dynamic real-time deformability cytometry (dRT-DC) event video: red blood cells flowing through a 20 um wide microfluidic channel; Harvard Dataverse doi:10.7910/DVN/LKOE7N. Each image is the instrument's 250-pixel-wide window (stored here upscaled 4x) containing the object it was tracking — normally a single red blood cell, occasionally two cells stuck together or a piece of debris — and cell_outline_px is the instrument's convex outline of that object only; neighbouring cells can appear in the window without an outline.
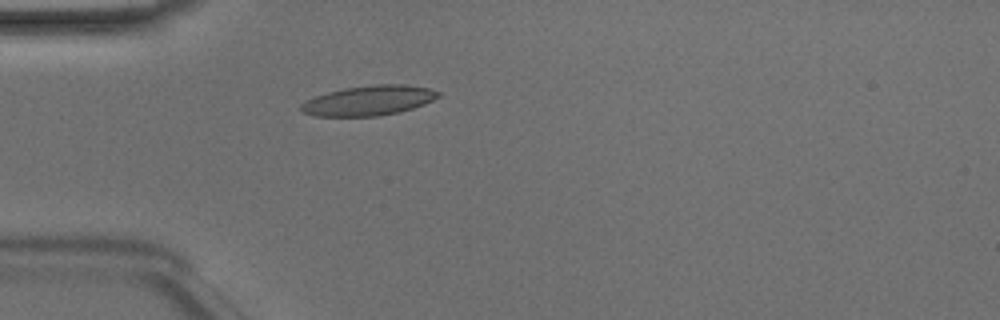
{"species": "Egyptian fruit bat (a non-hibernating species)", "species_latin": "Rousettus aegyptiacus", "temperature_condition": "room temperature", "stored_images_in_passage": 37, "camera_frame_rate_fps": 3000, "um_per_image_px": 0.085, "animal": {"sex": "male"}, "frame": {"image": 1, "passage_image": 2, "time_ms": 0.333, "image_size_px": [1000, 320], "cell_outline_px": [[440, 96], [424, 104], [400, 112], [380, 116], [312, 116], [300, 112], [300, 104], [304, 100], [328, 92], [344, 88], [376, 84], [404, 84], [428, 88], [440, 92]], "centroid_in_image_um": [31.3, 8.55], "position_along_channel_um": 53.7, "area_um2": 24.04}}
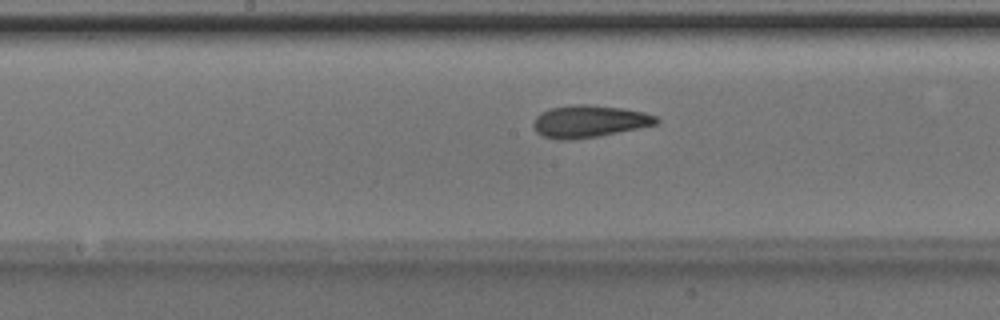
{"frame": {"image": 2, "passage_image": 13, "time_ms": 4.0, "image_size_px": [1000, 320], "cell_outline_px": [[660, 120], [656, 124], [600, 136], [572, 140], [556, 140], [544, 136], [536, 132], [532, 124], [532, 120], [540, 112], [552, 108], [572, 104], [588, 104], [624, 108], [644, 112], [656, 116]], "centroid_in_image_um": [50.05, 10.31], "position_along_channel_um": 198.2, "area_um2": 23.29}}
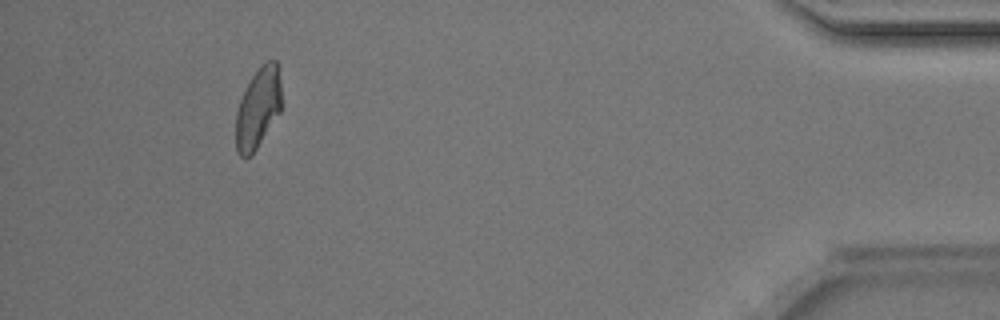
{"frame": {"image": 3, "passage_image": 33, "time_ms": 10.667, "image_size_px": [1000, 320], "cell_outline_px": [[280, 112], [252, 156], [240, 156], [236, 148], [236, 112], [240, 100], [252, 76], [268, 60], [276, 60], [280, 80]], "centroid_in_image_um": [21.92, 9.23], "position_along_channel_um": 413.3, "area_um2": 20.98}, "authors_computed_cell_mechanics": {"area_um2": 22.253, "velocity_mm_per_s": 4.1574, "shape_relaxation_time_tau1_ms": 2.9845, "shape_relaxation_time_tau2_ms": 2.455, "deformation_change_tau1": 0.1182, "deformation_change_tau2": 0.0826}}